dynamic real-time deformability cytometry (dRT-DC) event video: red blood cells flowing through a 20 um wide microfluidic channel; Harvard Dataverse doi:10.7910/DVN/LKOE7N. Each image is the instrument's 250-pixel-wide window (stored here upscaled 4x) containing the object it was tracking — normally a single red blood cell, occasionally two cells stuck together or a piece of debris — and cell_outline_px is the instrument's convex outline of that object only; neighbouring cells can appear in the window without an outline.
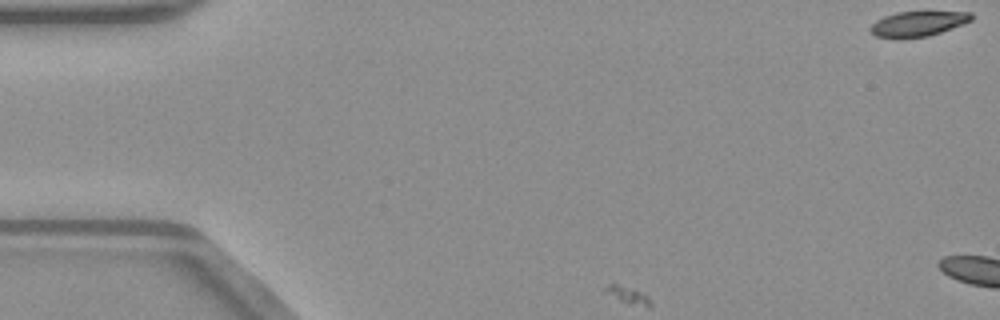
{"species": "common noctule bat (a hibernating species)", "species_latin": "Nyctalus noctula", "temperature_condition": "warm", "stored_images_in_passage": 4, "camera_frame_rate_fps": 3000, "um_per_image_px": 0.085, "animal": {"sex": "male", "body_mass_g": 23.1, "forearm_length_mm": 52.7}, "frame": {"image": 1, "passage_image": 1, "time_ms": 0.0, "image_size_px": [1000, 320], "cell_outline_px": [[972, 20], [964, 24], [928, 36], [904, 40], [896, 40], [876, 36], [868, 28], [876, 20], [884, 16], [896, 12], [972, 12]], "centroid_in_image_um": [77.97, 2.05], "position_along_channel_um": 7.0, "area_um2": 15.09}}